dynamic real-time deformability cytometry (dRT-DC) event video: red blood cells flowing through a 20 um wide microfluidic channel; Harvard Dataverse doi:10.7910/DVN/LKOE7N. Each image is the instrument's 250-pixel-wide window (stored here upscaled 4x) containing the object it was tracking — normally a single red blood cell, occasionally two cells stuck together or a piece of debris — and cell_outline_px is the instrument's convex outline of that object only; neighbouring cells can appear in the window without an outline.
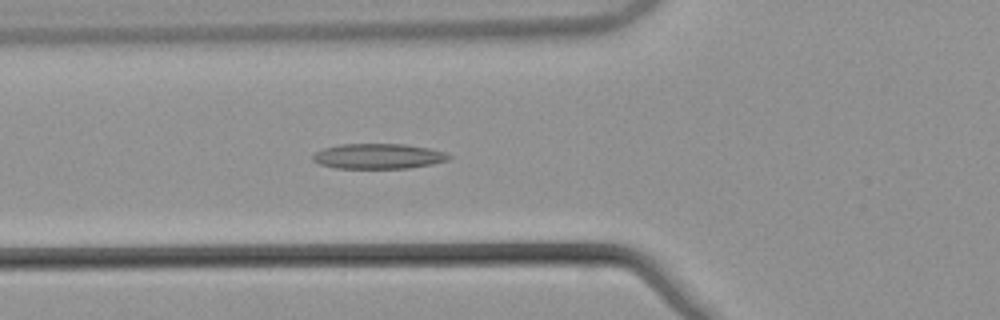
{"species": "common noctule bat (a hibernating species)", "species_latin": "Nyctalus noctula", "temperature_condition": "warm", "stored_images_in_passage": 53, "camera_frame_rate_fps": 3000, "um_per_image_px": 0.085, "animal": {"sex": "male", "body_mass_g": 21.5, "forearm_length_mm": 52.0}, "frame": {"image": 1, "passage_image": 19, "time_ms": 6.0, "image_size_px": [1000, 320], "cell_outline_px": [[452, 156], [448, 160], [432, 164], [408, 168], [336, 168], [320, 164], [312, 160], [312, 156], [316, 152], [324, 148], [340, 144], [404, 144], [428, 148], [444, 152]], "centroid_in_image_um": [32.15, 13.28], "position_along_channel_um": 93.7, "area_um2": 19.88}}
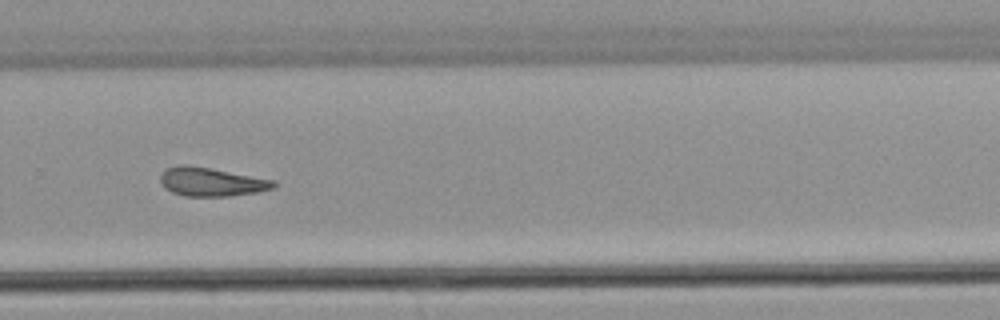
{"frame": {"image": 2, "passage_image": 36, "time_ms": 11.667, "image_size_px": [1000, 320], "cell_outline_px": [[276, 188], [256, 192], [232, 196], [184, 196], [172, 192], [164, 188], [160, 180], [160, 176], [168, 168], [176, 164], [188, 164], [276, 180]], "centroid_in_image_um": [17.98, 15.45], "position_along_channel_um": 311.8, "area_um2": 19.07}}
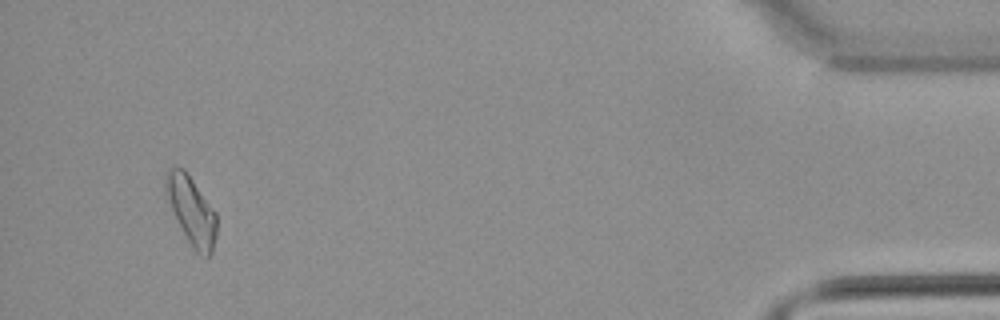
{"frame": {"image": 3, "passage_image": 50, "time_ms": 16.333, "image_size_px": [1000, 320], "cell_outline_px": [[216, 236], [212, 252], [208, 260], [196, 252], [192, 248], [172, 208], [164, 188], [164, 176], [168, 168], [184, 168], [216, 212]], "centroid_in_image_um": [16.29, 17.91], "position_along_channel_um": 418.9, "area_um2": 19.94}, "authors_computed_cell_mechanics": {"area_um2": 19.3052, "velocity_mm_per_s": 3.8587, "shape_relaxation_time_tau1_ms": null, "shape_relaxation_time_tau2_ms": 10.4328, "deformation_change_tau1": null, "deformation_change_tau2": 0.2305}}